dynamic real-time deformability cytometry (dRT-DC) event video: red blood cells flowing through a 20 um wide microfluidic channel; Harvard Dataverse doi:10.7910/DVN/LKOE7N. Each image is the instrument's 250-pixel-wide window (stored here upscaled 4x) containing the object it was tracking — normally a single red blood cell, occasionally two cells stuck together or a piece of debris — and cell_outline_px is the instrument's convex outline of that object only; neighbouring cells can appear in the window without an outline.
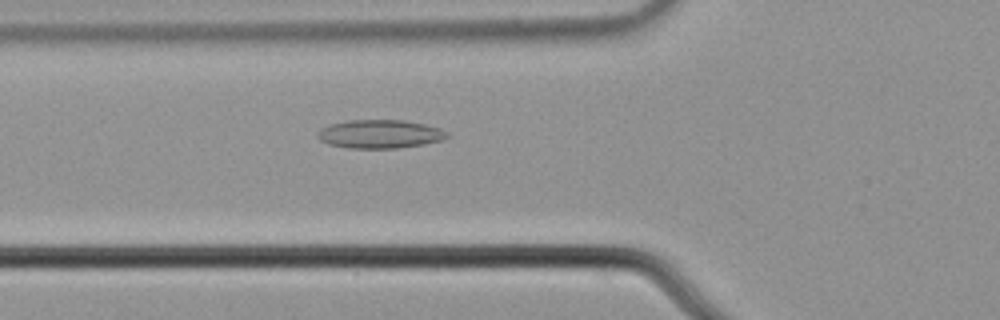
{"species": "common noctule bat (a hibernating species)", "species_latin": "Nyctalus noctula", "temperature_condition": "cold", "stored_images_in_passage": 2, "camera_frame_rate_fps": 3000, "um_per_image_px": 0.085, "animal": {"sex": "male", "body_mass_g": 21.5, "forearm_length_mm": 52.0}, "frame": {"image": 1, "passage_image": 2, "time_ms": 0.333, "image_size_px": [1000, 320], "cell_outline_px": [[452, 136], [440, 140], [424, 144], [396, 148], [348, 148], [328, 144], [320, 140], [316, 136], [316, 132], [328, 124], [348, 120], [404, 120], [424, 124], [440, 128], [448, 132]], "centroid_in_image_um": [32.27, 11.39], "position_along_channel_um": 93.5, "area_um2": 21.68}}